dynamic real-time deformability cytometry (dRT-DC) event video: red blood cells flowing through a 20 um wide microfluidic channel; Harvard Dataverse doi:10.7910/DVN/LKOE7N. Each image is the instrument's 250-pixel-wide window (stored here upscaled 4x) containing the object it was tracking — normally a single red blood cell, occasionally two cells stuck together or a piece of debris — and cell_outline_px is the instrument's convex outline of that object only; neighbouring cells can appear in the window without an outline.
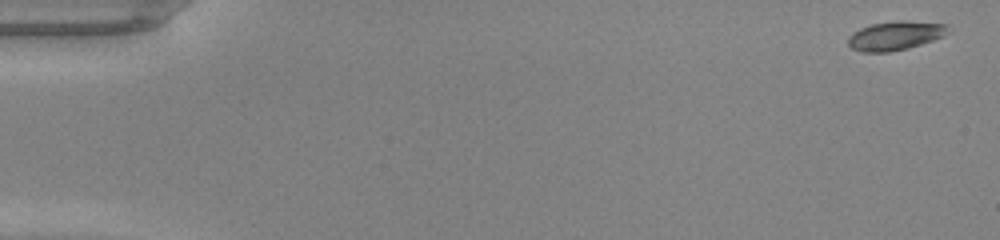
{"species": "common noctule bat (a hibernating species)", "species_latin": "Nyctalus noctula", "temperature_condition": "warm", "stored_images_in_passage": 48, "camera_frame_rate_fps": 3000, "um_per_image_px": 0.085, "animal": {"sex": "male", "body_mass_g": 20.0, "forearm_length_mm": 53.3}, "frame": {"image": 1, "passage_image": 1, "time_ms": 0.0, "image_size_px": [1000, 240], "cell_outline_px": [[948, 24], [944, 36], [908, 48], [888, 52], [864, 52], [852, 48], [848, 44], [848, 36], [852, 32], [860, 28], [872, 24], [900, 20], [904, 20]], "centroid_in_image_um": [76.06, 3.02], "position_along_channel_um": 8.9, "area_um2": 16.7}}
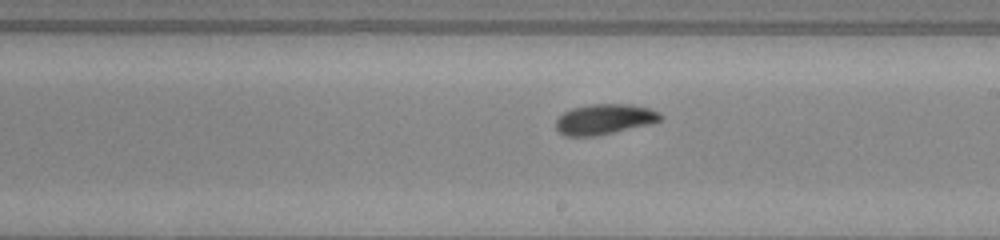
{"frame": {"image": 2, "passage_image": 28, "time_ms": 9.0, "image_size_px": [1000, 240], "cell_outline_px": [[664, 116], [660, 120], [652, 124], [596, 136], [564, 136], [556, 132], [556, 120], [564, 112], [572, 108], [588, 104], [628, 104], [648, 108], [660, 112]], "centroid_in_image_um": [51.37, 10.14], "position_along_channel_um": 237.6, "area_um2": 18.73}}
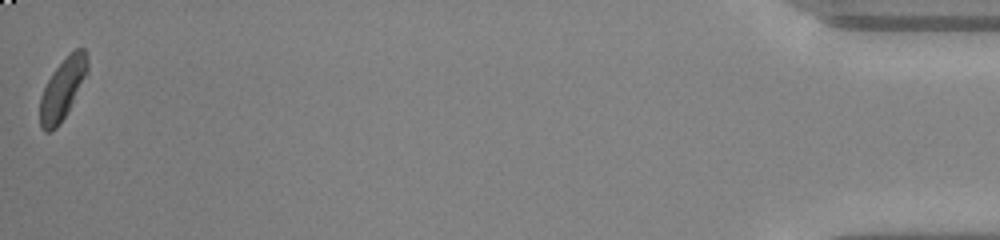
{"frame": {"image": 3, "passage_image": 48, "time_ms": 15.667, "image_size_px": [1000, 240], "cell_outline_px": [[88, 72], [68, 112], [56, 128], [48, 132], [44, 132], [40, 128], [40, 96], [52, 72], [76, 48], [84, 48], [88, 60]], "centroid_in_image_um": [5.31, 7.59], "position_along_channel_um": 429.9, "area_um2": 16.76}, "authors_computed_cell_mechanics": {"area_um2": 17.8891, "velocity_mm_per_s": 4.2671, "shape_relaxation_time_tau1_ms": 1.8066, "shape_relaxation_time_tau2_ms": 2.3655, "deformation_change_tau1": 0.1113, "deformation_change_tau2": 0.0631}}